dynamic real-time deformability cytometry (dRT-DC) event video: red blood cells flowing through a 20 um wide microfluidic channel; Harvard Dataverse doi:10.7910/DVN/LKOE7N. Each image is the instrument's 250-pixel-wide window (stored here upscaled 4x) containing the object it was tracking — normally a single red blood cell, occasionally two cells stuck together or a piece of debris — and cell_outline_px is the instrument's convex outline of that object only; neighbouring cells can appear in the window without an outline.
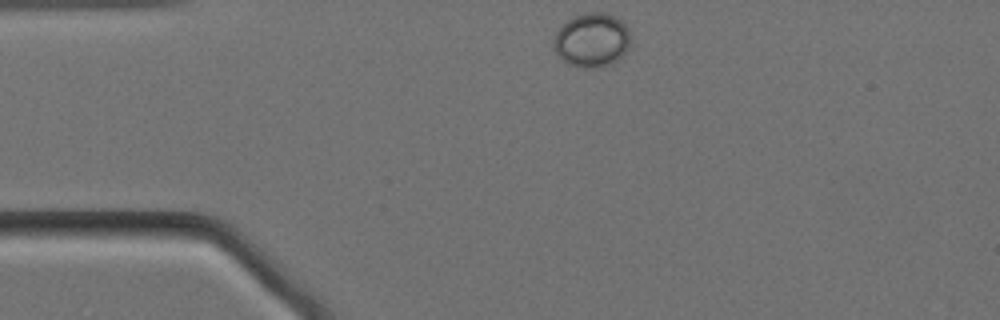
{"species": "Egyptian fruit bat (a non-hibernating species)", "species_latin": "Rousettus aegyptiacus", "temperature_condition": "cold", "stored_images_in_passage": 47, "camera_frame_rate_fps": 3000, "um_per_image_px": 0.085, "animal": {"sex": "female"}, "frame": {"image": 1, "passage_image": 1, "time_ms": 0.0, "image_size_px": [1000, 320], "cell_outline_px": [[628, 48], [612, 64], [588, 68], [584, 68], [568, 64], [556, 56], [552, 44], [552, 40], [560, 24], [576, 16], [588, 12], [604, 12], [620, 20], [628, 28]], "centroid_in_image_um": [50.23, 3.41], "position_along_channel_um": 34.8, "area_um2": 24.16}}
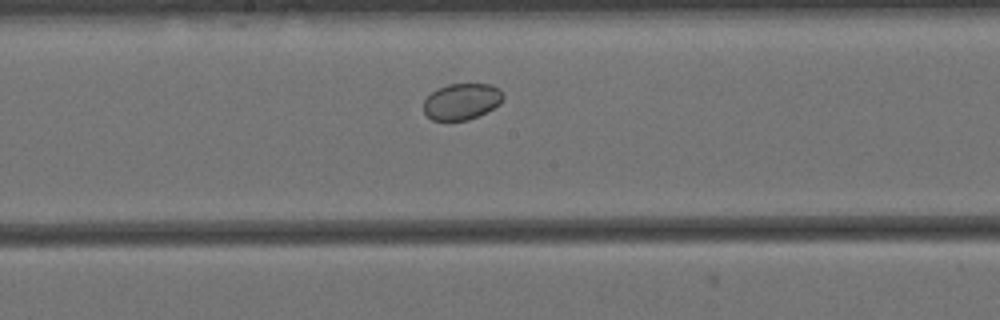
{"frame": {"image": 2, "passage_image": 19, "time_ms": 6.0, "image_size_px": [1000, 320], "cell_outline_px": [[504, 100], [500, 104], [468, 120], [432, 120], [424, 112], [424, 100], [432, 92], [448, 84], [492, 84], [500, 88], [504, 92]], "centroid_in_image_um": [39.28, 8.61], "position_along_channel_um": 208.9, "area_um2": 16.76}}
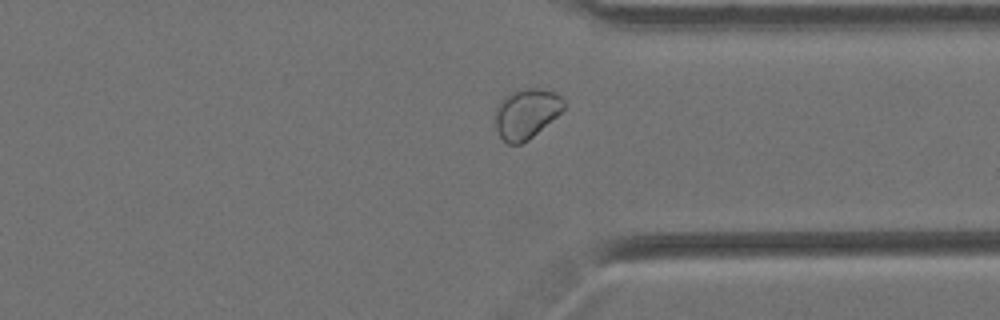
{"frame": {"image": 3, "passage_image": 33, "time_ms": 10.667, "image_size_px": [1000, 320], "cell_outline_px": [[564, 108], [556, 116], [528, 140], [520, 144], [508, 144], [500, 136], [496, 128], [496, 108], [500, 100], [504, 96], [520, 88], [536, 88], [556, 92], [564, 100]], "centroid_in_image_um": [44.73, 9.64], "position_along_channel_um": 366.7, "area_um2": 19.77}}